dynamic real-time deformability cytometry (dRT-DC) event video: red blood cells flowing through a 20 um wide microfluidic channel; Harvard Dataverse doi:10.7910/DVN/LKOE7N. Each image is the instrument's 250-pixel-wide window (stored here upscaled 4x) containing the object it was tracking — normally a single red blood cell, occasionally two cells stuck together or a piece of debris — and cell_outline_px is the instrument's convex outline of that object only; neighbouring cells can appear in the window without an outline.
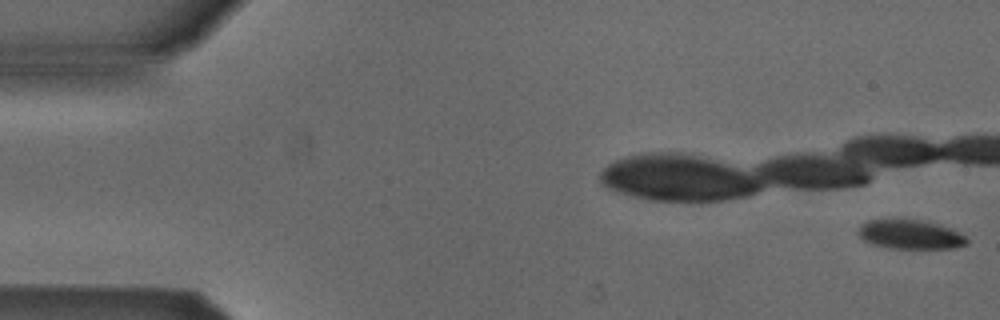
{"species": "Egyptian fruit bat (a non-hibernating species)", "species_latin": "Rousettus aegyptiacus", "temperature_condition": "cold", "stored_images_in_passage": 16, "camera_frame_rate_fps": 3000, "um_per_image_px": 0.085, "animal": {"sex": "male"}, "frame": {"image": 1, "passage_image": 1, "time_ms": 0.0, "image_size_px": [1000, 320], "cell_outline_px": [[968, 244], [956, 248], [888, 248], [872, 244], [864, 240], [856, 232], [868, 220], [916, 220], [936, 224], [960, 232], [968, 240]], "centroid_in_image_um": [77.39, 19.95], "position_along_channel_um": 7.6, "area_um2": 18.09}}